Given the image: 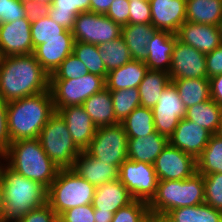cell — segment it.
<instances>
[{
	"label": "cell",
	"mask_w": 222,
	"mask_h": 222,
	"mask_svg": "<svg viewBox=\"0 0 222 222\" xmlns=\"http://www.w3.org/2000/svg\"><path fill=\"white\" fill-rule=\"evenodd\" d=\"M209 82L211 98L222 106V74L209 78Z\"/></svg>",
	"instance_id": "obj_52"
},
{
	"label": "cell",
	"mask_w": 222,
	"mask_h": 222,
	"mask_svg": "<svg viewBox=\"0 0 222 222\" xmlns=\"http://www.w3.org/2000/svg\"><path fill=\"white\" fill-rule=\"evenodd\" d=\"M22 0H0V24L25 17Z\"/></svg>",
	"instance_id": "obj_43"
},
{
	"label": "cell",
	"mask_w": 222,
	"mask_h": 222,
	"mask_svg": "<svg viewBox=\"0 0 222 222\" xmlns=\"http://www.w3.org/2000/svg\"><path fill=\"white\" fill-rule=\"evenodd\" d=\"M170 80L183 78H208L206 55L192 46L176 41L171 55Z\"/></svg>",
	"instance_id": "obj_14"
},
{
	"label": "cell",
	"mask_w": 222,
	"mask_h": 222,
	"mask_svg": "<svg viewBox=\"0 0 222 222\" xmlns=\"http://www.w3.org/2000/svg\"><path fill=\"white\" fill-rule=\"evenodd\" d=\"M157 222H176L168 213L156 215Z\"/></svg>",
	"instance_id": "obj_56"
},
{
	"label": "cell",
	"mask_w": 222,
	"mask_h": 222,
	"mask_svg": "<svg viewBox=\"0 0 222 222\" xmlns=\"http://www.w3.org/2000/svg\"><path fill=\"white\" fill-rule=\"evenodd\" d=\"M74 38H52L34 48L33 55L43 69L52 75L59 65L73 53Z\"/></svg>",
	"instance_id": "obj_22"
},
{
	"label": "cell",
	"mask_w": 222,
	"mask_h": 222,
	"mask_svg": "<svg viewBox=\"0 0 222 222\" xmlns=\"http://www.w3.org/2000/svg\"><path fill=\"white\" fill-rule=\"evenodd\" d=\"M222 18V0H186V21L217 26Z\"/></svg>",
	"instance_id": "obj_29"
},
{
	"label": "cell",
	"mask_w": 222,
	"mask_h": 222,
	"mask_svg": "<svg viewBox=\"0 0 222 222\" xmlns=\"http://www.w3.org/2000/svg\"><path fill=\"white\" fill-rule=\"evenodd\" d=\"M196 222H222V211L206 203L196 205Z\"/></svg>",
	"instance_id": "obj_50"
},
{
	"label": "cell",
	"mask_w": 222,
	"mask_h": 222,
	"mask_svg": "<svg viewBox=\"0 0 222 222\" xmlns=\"http://www.w3.org/2000/svg\"><path fill=\"white\" fill-rule=\"evenodd\" d=\"M121 183L135 200L149 202L156 193L158 177L152 164L126 159L119 168Z\"/></svg>",
	"instance_id": "obj_11"
},
{
	"label": "cell",
	"mask_w": 222,
	"mask_h": 222,
	"mask_svg": "<svg viewBox=\"0 0 222 222\" xmlns=\"http://www.w3.org/2000/svg\"><path fill=\"white\" fill-rule=\"evenodd\" d=\"M99 55L106 66L107 72L132 60L127 44L121 36L99 45Z\"/></svg>",
	"instance_id": "obj_35"
},
{
	"label": "cell",
	"mask_w": 222,
	"mask_h": 222,
	"mask_svg": "<svg viewBox=\"0 0 222 222\" xmlns=\"http://www.w3.org/2000/svg\"><path fill=\"white\" fill-rule=\"evenodd\" d=\"M213 134L193 121L183 118L179 121L169 144L197 159L203 152Z\"/></svg>",
	"instance_id": "obj_16"
},
{
	"label": "cell",
	"mask_w": 222,
	"mask_h": 222,
	"mask_svg": "<svg viewBox=\"0 0 222 222\" xmlns=\"http://www.w3.org/2000/svg\"><path fill=\"white\" fill-rule=\"evenodd\" d=\"M206 70L208 79L222 74V44L206 54Z\"/></svg>",
	"instance_id": "obj_49"
},
{
	"label": "cell",
	"mask_w": 222,
	"mask_h": 222,
	"mask_svg": "<svg viewBox=\"0 0 222 222\" xmlns=\"http://www.w3.org/2000/svg\"><path fill=\"white\" fill-rule=\"evenodd\" d=\"M91 11L90 0H54L50 5L49 17L72 31L77 15Z\"/></svg>",
	"instance_id": "obj_28"
},
{
	"label": "cell",
	"mask_w": 222,
	"mask_h": 222,
	"mask_svg": "<svg viewBox=\"0 0 222 222\" xmlns=\"http://www.w3.org/2000/svg\"><path fill=\"white\" fill-rule=\"evenodd\" d=\"M168 214L176 222H196V206L173 209Z\"/></svg>",
	"instance_id": "obj_51"
},
{
	"label": "cell",
	"mask_w": 222,
	"mask_h": 222,
	"mask_svg": "<svg viewBox=\"0 0 222 222\" xmlns=\"http://www.w3.org/2000/svg\"><path fill=\"white\" fill-rule=\"evenodd\" d=\"M1 159L15 172L47 189L60 170L45 153L38 138L12 141Z\"/></svg>",
	"instance_id": "obj_4"
},
{
	"label": "cell",
	"mask_w": 222,
	"mask_h": 222,
	"mask_svg": "<svg viewBox=\"0 0 222 222\" xmlns=\"http://www.w3.org/2000/svg\"><path fill=\"white\" fill-rule=\"evenodd\" d=\"M147 71L148 67L144 61L132 59L123 66L108 72L105 79L106 88L110 91L138 88Z\"/></svg>",
	"instance_id": "obj_25"
},
{
	"label": "cell",
	"mask_w": 222,
	"mask_h": 222,
	"mask_svg": "<svg viewBox=\"0 0 222 222\" xmlns=\"http://www.w3.org/2000/svg\"><path fill=\"white\" fill-rule=\"evenodd\" d=\"M151 25L176 33L186 21V0H149Z\"/></svg>",
	"instance_id": "obj_19"
},
{
	"label": "cell",
	"mask_w": 222,
	"mask_h": 222,
	"mask_svg": "<svg viewBox=\"0 0 222 222\" xmlns=\"http://www.w3.org/2000/svg\"><path fill=\"white\" fill-rule=\"evenodd\" d=\"M34 1H38L40 3L51 5L54 0H34Z\"/></svg>",
	"instance_id": "obj_60"
},
{
	"label": "cell",
	"mask_w": 222,
	"mask_h": 222,
	"mask_svg": "<svg viewBox=\"0 0 222 222\" xmlns=\"http://www.w3.org/2000/svg\"><path fill=\"white\" fill-rule=\"evenodd\" d=\"M205 185L203 175L195 173L185 180H161L155 195L148 202L150 214L169 213L173 209L204 203Z\"/></svg>",
	"instance_id": "obj_5"
},
{
	"label": "cell",
	"mask_w": 222,
	"mask_h": 222,
	"mask_svg": "<svg viewBox=\"0 0 222 222\" xmlns=\"http://www.w3.org/2000/svg\"><path fill=\"white\" fill-rule=\"evenodd\" d=\"M82 106L97 128L119 123L115 117L110 90L106 87L87 98Z\"/></svg>",
	"instance_id": "obj_27"
},
{
	"label": "cell",
	"mask_w": 222,
	"mask_h": 222,
	"mask_svg": "<svg viewBox=\"0 0 222 222\" xmlns=\"http://www.w3.org/2000/svg\"><path fill=\"white\" fill-rule=\"evenodd\" d=\"M217 27H218V31H219V33L221 35V40H222V18L220 19Z\"/></svg>",
	"instance_id": "obj_59"
},
{
	"label": "cell",
	"mask_w": 222,
	"mask_h": 222,
	"mask_svg": "<svg viewBox=\"0 0 222 222\" xmlns=\"http://www.w3.org/2000/svg\"><path fill=\"white\" fill-rule=\"evenodd\" d=\"M33 48L52 38H74L72 31L65 29L49 16L39 18L31 23Z\"/></svg>",
	"instance_id": "obj_36"
},
{
	"label": "cell",
	"mask_w": 222,
	"mask_h": 222,
	"mask_svg": "<svg viewBox=\"0 0 222 222\" xmlns=\"http://www.w3.org/2000/svg\"><path fill=\"white\" fill-rule=\"evenodd\" d=\"M152 112L155 131L169 139L186 114V108L172 82L162 91Z\"/></svg>",
	"instance_id": "obj_12"
},
{
	"label": "cell",
	"mask_w": 222,
	"mask_h": 222,
	"mask_svg": "<svg viewBox=\"0 0 222 222\" xmlns=\"http://www.w3.org/2000/svg\"><path fill=\"white\" fill-rule=\"evenodd\" d=\"M96 187L72 169H60L47 191V203L59 217L63 212L92 204Z\"/></svg>",
	"instance_id": "obj_6"
},
{
	"label": "cell",
	"mask_w": 222,
	"mask_h": 222,
	"mask_svg": "<svg viewBox=\"0 0 222 222\" xmlns=\"http://www.w3.org/2000/svg\"><path fill=\"white\" fill-rule=\"evenodd\" d=\"M171 82L177 88L185 108L211 99L208 78L173 79Z\"/></svg>",
	"instance_id": "obj_31"
},
{
	"label": "cell",
	"mask_w": 222,
	"mask_h": 222,
	"mask_svg": "<svg viewBox=\"0 0 222 222\" xmlns=\"http://www.w3.org/2000/svg\"><path fill=\"white\" fill-rule=\"evenodd\" d=\"M94 208L92 204L81 205L63 212L59 217V222H95Z\"/></svg>",
	"instance_id": "obj_44"
},
{
	"label": "cell",
	"mask_w": 222,
	"mask_h": 222,
	"mask_svg": "<svg viewBox=\"0 0 222 222\" xmlns=\"http://www.w3.org/2000/svg\"><path fill=\"white\" fill-rule=\"evenodd\" d=\"M197 173H222V137L213 134L202 154L196 159Z\"/></svg>",
	"instance_id": "obj_34"
},
{
	"label": "cell",
	"mask_w": 222,
	"mask_h": 222,
	"mask_svg": "<svg viewBox=\"0 0 222 222\" xmlns=\"http://www.w3.org/2000/svg\"><path fill=\"white\" fill-rule=\"evenodd\" d=\"M31 22L25 17L0 24V57L33 54Z\"/></svg>",
	"instance_id": "obj_15"
},
{
	"label": "cell",
	"mask_w": 222,
	"mask_h": 222,
	"mask_svg": "<svg viewBox=\"0 0 222 222\" xmlns=\"http://www.w3.org/2000/svg\"><path fill=\"white\" fill-rule=\"evenodd\" d=\"M72 170L95 187L119 178L118 166L100 162L86 151L77 156Z\"/></svg>",
	"instance_id": "obj_20"
},
{
	"label": "cell",
	"mask_w": 222,
	"mask_h": 222,
	"mask_svg": "<svg viewBox=\"0 0 222 222\" xmlns=\"http://www.w3.org/2000/svg\"><path fill=\"white\" fill-rule=\"evenodd\" d=\"M204 203L222 211V173L204 175Z\"/></svg>",
	"instance_id": "obj_41"
},
{
	"label": "cell",
	"mask_w": 222,
	"mask_h": 222,
	"mask_svg": "<svg viewBox=\"0 0 222 222\" xmlns=\"http://www.w3.org/2000/svg\"><path fill=\"white\" fill-rule=\"evenodd\" d=\"M39 142L48 157L59 169H72L81 151L73 142L66 122L55 112L42 128Z\"/></svg>",
	"instance_id": "obj_7"
},
{
	"label": "cell",
	"mask_w": 222,
	"mask_h": 222,
	"mask_svg": "<svg viewBox=\"0 0 222 222\" xmlns=\"http://www.w3.org/2000/svg\"><path fill=\"white\" fill-rule=\"evenodd\" d=\"M110 93L115 117L119 123L123 122L135 108L141 106L138 88L121 89Z\"/></svg>",
	"instance_id": "obj_38"
},
{
	"label": "cell",
	"mask_w": 222,
	"mask_h": 222,
	"mask_svg": "<svg viewBox=\"0 0 222 222\" xmlns=\"http://www.w3.org/2000/svg\"><path fill=\"white\" fill-rule=\"evenodd\" d=\"M89 155L120 168L128 158V136L121 123L98 127L89 147Z\"/></svg>",
	"instance_id": "obj_9"
},
{
	"label": "cell",
	"mask_w": 222,
	"mask_h": 222,
	"mask_svg": "<svg viewBox=\"0 0 222 222\" xmlns=\"http://www.w3.org/2000/svg\"><path fill=\"white\" fill-rule=\"evenodd\" d=\"M50 75L33 54L0 57V98L10 102L49 90Z\"/></svg>",
	"instance_id": "obj_1"
},
{
	"label": "cell",
	"mask_w": 222,
	"mask_h": 222,
	"mask_svg": "<svg viewBox=\"0 0 222 222\" xmlns=\"http://www.w3.org/2000/svg\"><path fill=\"white\" fill-rule=\"evenodd\" d=\"M185 118L215 134L222 118V106L212 98L186 108Z\"/></svg>",
	"instance_id": "obj_32"
},
{
	"label": "cell",
	"mask_w": 222,
	"mask_h": 222,
	"mask_svg": "<svg viewBox=\"0 0 222 222\" xmlns=\"http://www.w3.org/2000/svg\"><path fill=\"white\" fill-rule=\"evenodd\" d=\"M10 143L7 123V102L0 98V159L6 154Z\"/></svg>",
	"instance_id": "obj_48"
},
{
	"label": "cell",
	"mask_w": 222,
	"mask_h": 222,
	"mask_svg": "<svg viewBox=\"0 0 222 222\" xmlns=\"http://www.w3.org/2000/svg\"><path fill=\"white\" fill-rule=\"evenodd\" d=\"M114 0H90L91 12L106 15Z\"/></svg>",
	"instance_id": "obj_53"
},
{
	"label": "cell",
	"mask_w": 222,
	"mask_h": 222,
	"mask_svg": "<svg viewBox=\"0 0 222 222\" xmlns=\"http://www.w3.org/2000/svg\"><path fill=\"white\" fill-rule=\"evenodd\" d=\"M58 216L48 203L32 209L20 222H57Z\"/></svg>",
	"instance_id": "obj_46"
},
{
	"label": "cell",
	"mask_w": 222,
	"mask_h": 222,
	"mask_svg": "<svg viewBox=\"0 0 222 222\" xmlns=\"http://www.w3.org/2000/svg\"><path fill=\"white\" fill-rule=\"evenodd\" d=\"M135 199L119 179L97 186L92 201L94 209L104 212H117Z\"/></svg>",
	"instance_id": "obj_23"
},
{
	"label": "cell",
	"mask_w": 222,
	"mask_h": 222,
	"mask_svg": "<svg viewBox=\"0 0 222 222\" xmlns=\"http://www.w3.org/2000/svg\"><path fill=\"white\" fill-rule=\"evenodd\" d=\"M121 124L128 138L147 136L155 132L153 112L151 108L137 107Z\"/></svg>",
	"instance_id": "obj_33"
},
{
	"label": "cell",
	"mask_w": 222,
	"mask_h": 222,
	"mask_svg": "<svg viewBox=\"0 0 222 222\" xmlns=\"http://www.w3.org/2000/svg\"><path fill=\"white\" fill-rule=\"evenodd\" d=\"M54 113L50 90L7 102V123L11 142L38 138Z\"/></svg>",
	"instance_id": "obj_2"
},
{
	"label": "cell",
	"mask_w": 222,
	"mask_h": 222,
	"mask_svg": "<svg viewBox=\"0 0 222 222\" xmlns=\"http://www.w3.org/2000/svg\"><path fill=\"white\" fill-rule=\"evenodd\" d=\"M143 222H157L156 215L150 214Z\"/></svg>",
	"instance_id": "obj_58"
},
{
	"label": "cell",
	"mask_w": 222,
	"mask_h": 222,
	"mask_svg": "<svg viewBox=\"0 0 222 222\" xmlns=\"http://www.w3.org/2000/svg\"><path fill=\"white\" fill-rule=\"evenodd\" d=\"M170 83L169 73L148 69L138 86L141 106L152 109L158 102L162 91Z\"/></svg>",
	"instance_id": "obj_30"
},
{
	"label": "cell",
	"mask_w": 222,
	"mask_h": 222,
	"mask_svg": "<svg viewBox=\"0 0 222 222\" xmlns=\"http://www.w3.org/2000/svg\"><path fill=\"white\" fill-rule=\"evenodd\" d=\"M176 34L157 30L147 46L148 55L144 61L149 70L164 71L169 73L171 55L177 41Z\"/></svg>",
	"instance_id": "obj_21"
},
{
	"label": "cell",
	"mask_w": 222,
	"mask_h": 222,
	"mask_svg": "<svg viewBox=\"0 0 222 222\" xmlns=\"http://www.w3.org/2000/svg\"><path fill=\"white\" fill-rule=\"evenodd\" d=\"M66 122L68 131L77 148L85 151L93 139L97 127L82 105L68 106L57 111Z\"/></svg>",
	"instance_id": "obj_18"
},
{
	"label": "cell",
	"mask_w": 222,
	"mask_h": 222,
	"mask_svg": "<svg viewBox=\"0 0 222 222\" xmlns=\"http://www.w3.org/2000/svg\"><path fill=\"white\" fill-rule=\"evenodd\" d=\"M22 6L26 13L25 18L31 23L49 16L50 5L34 0H22Z\"/></svg>",
	"instance_id": "obj_47"
},
{
	"label": "cell",
	"mask_w": 222,
	"mask_h": 222,
	"mask_svg": "<svg viewBox=\"0 0 222 222\" xmlns=\"http://www.w3.org/2000/svg\"><path fill=\"white\" fill-rule=\"evenodd\" d=\"M158 180H185L197 172L196 159L182 150L168 145L153 163Z\"/></svg>",
	"instance_id": "obj_13"
},
{
	"label": "cell",
	"mask_w": 222,
	"mask_h": 222,
	"mask_svg": "<svg viewBox=\"0 0 222 222\" xmlns=\"http://www.w3.org/2000/svg\"><path fill=\"white\" fill-rule=\"evenodd\" d=\"M168 143V138L156 131L146 137L128 138V159L153 165Z\"/></svg>",
	"instance_id": "obj_24"
},
{
	"label": "cell",
	"mask_w": 222,
	"mask_h": 222,
	"mask_svg": "<svg viewBox=\"0 0 222 222\" xmlns=\"http://www.w3.org/2000/svg\"><path fill=\"white\" fill-rule=\"evenodd\" d=\"M3 214H4V195H3V184L0 176V222H4Z\"/></svg>",
	"instance_id": "obj_55"
},
{
	"label": "cell",
	"mask_w": 222,
	"mask_h": 222,
	"mask_svg": "<svg viewBox=\"0 0 222 222\" xmlns=\"http://www.w3.org/2000/svg\"><path fill=\"white\" fill-rule=\"evenodd\" d=\"M149 215L148 202L134 200L115 212L111 222H143Z\"/></svg>",
	"instance_id": "obj_39"
},
{
	"label": "cell",
	"mask_w": 222,
	"mask_h": 222,
	"mask_svg": "<svg viewBox=\"0 0 222 222\" xmlns=\"http://www.w3.org/2000/svg\"><path fill=\"white\" fill-rule=\"evenodd\" d=\"M215 135H216L217 137H222V118H221L220 124H219L218 127H217V130H216V132H215Z\"/></svg>",
	"instance_id": "obj_57"
},
{
	"label": "cell",
	"mask_w": 222,
	"mask_h": 222,
	"mask_svg": "<svg viewBox=\"0 0 222 222\" xmlns=\"http://www.w3.org/2000/svg\"><path fill=\"white\" fill-rule=\"evenodd\" d=\"M0 159V176L4 195V222H20L32 209L47 203L48 189L27 179Z\"/></svg>",
	"instance_id": "obj_3"
},
{
	"label": "cell",
	"mask_w": 222,
	"mask_h": 222,
	"mask_svg": "<svg viewBox=\"0 0 222 222\" xmlns=\"http://www.w3.org/2000/svg\"><path fill=\"white\" fill-rule=\"evenodd\" d=\"M73 54L87 67L88 73H92L106 79L108 72L99 55V46L77 41L74 42L73 45Z\"/></svg>",
	"instance_id": "obj_37"
},
{
	"label": "cell",
	"mask_w": 222,
	"mask_h": 222,
	"mask_svg": "<svg viewBox=\"0 0 222 222\" xmlns=\"http://www.w3.org/2000/svg\"><path fill=\"white\" fill-rule=\"evenodd\" d=\"M106 87L105 78L87 73L77 79L50 80L55 112L68 106L82 105L84 101Z\"/></svg>",
	"instance_id": "obj_8"
},
{
	"label": "cell",
	"mask_w": 222,
	"mask_h": 222,
	"mask_svg": "<svg viewBox=\"0 0 222 222\" xmlns=\"http://www.w3.org/2000/svg\"><path fill=\"white\" fill-rule=\"evenodd\" d=\"M122 26L106 15L91 11L77 15L72 34L74 41L101 45L121 36Z\"/></svg>",
	"instance_id": "obj_10"
},
{
	"label": "cell",
	"mask_w": 222,
	"mask_h": 222,
	"mask_svg": "<svg viewBox=\"0 0 222 222\" xmlns=\"http://www.w3.org/2000/svg\"><path fill=\"white\" fill-rule=\"evenodd\" d=\"M129 24H151L149 0H130Z\"/></svg>",
	"instance_id": "obj_42"
},
{
	"label": "cell",
	"mask_w": 222,
	"mask_h": 222,
	"mask_svg": "<svg viewBox=\"0 0 222 222\" xmlns=\"http://www.w3.org/2000/svg\"><path fill=\"white\" fill-rule=\"evenodd\" d=\"M113 212H104L99 209H94L95 222H111L113 219Z\"/></svg>",
	"instance_id": "obj_54"
},
{
	"label": "cell",
	"mask_w": 222,
	"mask_h": 222,
	"mask_svg": "<svg viewBox=\"0 0 222 222\" xmlns=\"http://www.w3.org/2000/svg\"><path fill=\"white\" fill-rule=\"evenodd\" d=\"M87 73V67L72 53L50 75V80L77 79Z\"/></svg>",
	"instance_id": "obj_40"
},
{
	"label": "cell",
	"mask_w": 222,
	"mask_h": 222,
	"mask_svg": "<svg viewBox=\"0 0 222 222\" xmlns=\"http://www.w3.org/2000/svg\"><path fill=\"white\" fill-rule=\"evenodd\" d=\"M178 41L209 54L222 44L217 26L185 21L175 33Z\"/></svg>",
	"instance_id": "obj_17"
},
{
	"label": "cell",
	"mask_w": 222,
	"mask_h": 222,
	"mask_svg": "<svg viewBox=\"0 0 222 222\" xmlns=\"http://www.w3.org/2000/svg\"><path fill=\"white\" fill-rule=\"evenodd\" d=\"M129 5L128 0H114L106 13V16L121 26L127 25L129 24Z\"/></svg>",
	"instance_id": "obj_45"
},
{
	"label": "cell",
	"mask_w": 222,
	"mask_h": 222,
	"mask_svg": "<svg viewBox=\"0 0 222 222\" xmlns=\"http://www.w3.org/2000/svg\"><path fill=\"white\" fill-rule=\"evenodd\" d=\"M157 29L151 24H127L121 29V37L127 44L134 60L145 61L147 46Z\"/></svg>",
	"instance_id": "obj_26"
}]
</instances>
